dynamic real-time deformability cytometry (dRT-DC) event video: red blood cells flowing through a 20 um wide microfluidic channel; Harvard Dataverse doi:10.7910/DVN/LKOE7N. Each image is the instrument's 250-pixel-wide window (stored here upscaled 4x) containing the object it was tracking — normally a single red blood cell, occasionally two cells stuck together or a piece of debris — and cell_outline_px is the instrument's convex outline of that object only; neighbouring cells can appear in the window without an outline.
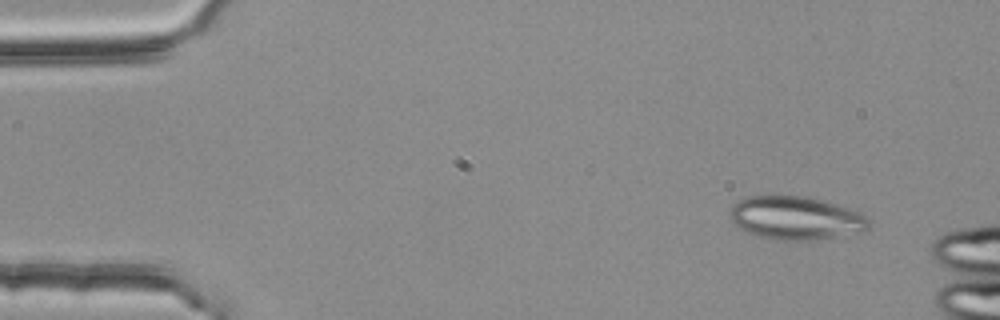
{"species": "common noctule bat (a hibernating species)", "species_latin": "Nyctalus noctula", "temperature_condition": "room temperature", "stored_images_in_passage": 12, "camera_frame_rate_fps": 3000, "um_per_image_px": 0.085, "animal": {"sex": "female", "body_mass_g": 25.1}, "frame": {"image": 1, "passage_image": 4, "time_ms": 1.0, "image_size_px": [1000, 320], "cell_outline_px": [[868, 228], [864, 232], [816, 240], [776, 240], [760, 236], [748, 232], [740, 228], [728, 220], [728, 212], [732, 204], [748, 196], [772, 192], [808, 196], [836, 204], [860, 212], [868, 216]], "centroid_in_image_um": [67.59, 18.49], "position_along_channel_um": 17.4, "area_um2": 36.24}}